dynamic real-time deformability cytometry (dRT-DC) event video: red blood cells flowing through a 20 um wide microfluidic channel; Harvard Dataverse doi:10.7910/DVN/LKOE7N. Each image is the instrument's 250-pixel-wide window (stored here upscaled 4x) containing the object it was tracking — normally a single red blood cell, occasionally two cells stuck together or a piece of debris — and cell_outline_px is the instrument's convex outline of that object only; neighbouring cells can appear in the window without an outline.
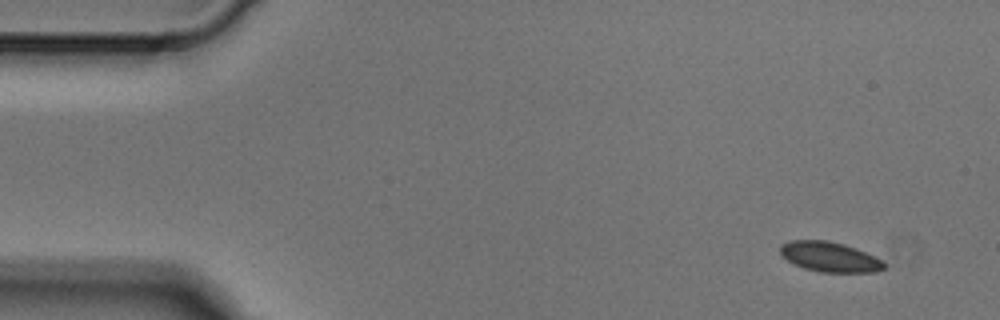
{"species": "Egyptian fruit bat (a non-hibernating species)", "species_latin": "Rousettus aegyptiacus", "temperature_condition": "cold", "stored_images_in_passage": 4, "camera_frame_rate_fps": 3000, "um_per_image_px": 0.085, "animal": {"sex": "male"}, "frame": {"image": 1, "passage_image": 1, "time_ms": 0.0, "image_size_px": [1000, 320], "cell_outline_px": [[884, 268], [876, 272], [820, 272], [804, 268], [788, 260], [780, 252], [780, 244], [792, 240], [828, 240], [844, 244], [856, 248], [876, 256], [884, 264]], "centroid_in_image_um": [70.53, 21.82], "position_along_channel_um": 14.5, "area_um2": 18.03}}
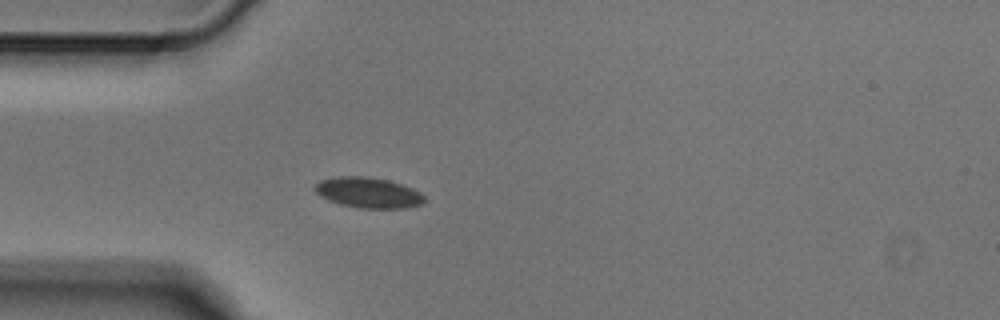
{"frame": {"image": 2, "passage_image": 4, "time_ms": 1.0, "image_size_px": [1000, 320], "cell_outline_px": [[424, 204], [404, 208], [360, 208], [340, 204], [328, 200], [320, 196], [312, 188], [320, 180], [336, 176], [368, 176], [388, 180], [412, 188], [420, 192], [424, 196]], "centroid_in_image_um": [31.28, 16.37], "position_along_channel_um": 53.7, "area_um2": 19.59}}